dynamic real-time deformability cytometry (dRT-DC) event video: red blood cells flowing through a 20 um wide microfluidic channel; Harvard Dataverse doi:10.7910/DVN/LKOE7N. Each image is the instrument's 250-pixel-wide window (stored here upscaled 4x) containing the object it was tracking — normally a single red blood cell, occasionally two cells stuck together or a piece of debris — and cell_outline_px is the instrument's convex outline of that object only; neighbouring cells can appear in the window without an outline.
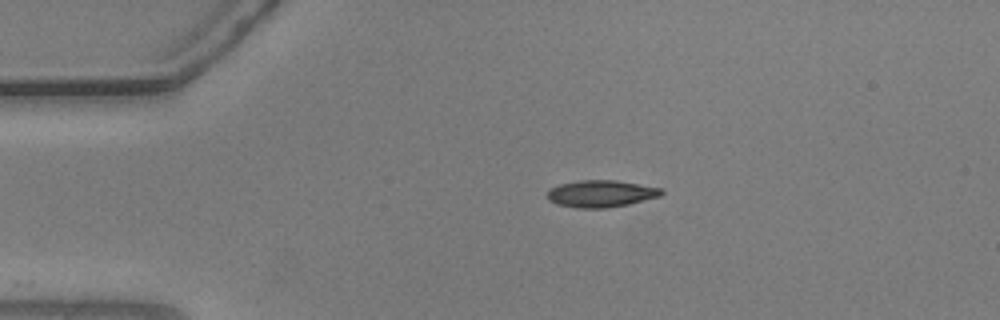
{"species": "common noctule bat (a hibernating species)", "species_latin": "Nyctalus noctula", "temperature_condition": "warm", "stored_images_in_passage": 40, "camera_frame_rate_fps": 3000, "um_per_image_px": 0.085, "animal": {"sex": "male", "body_mass_g": 20.5, "forearm_length_mm": 52.5}, "frame": {"image": 1, "passage_image": 1, "time_ms": 0.0, "image_size_px": [1000, 320], "cell_outline_px": [[664, 192], [660, 196], [628, 204], [608, 208], [576, 208], [556, 204], [548, 200], [544, 196], [552, 188], [560, 184], [580, 180], [616, 180], [664, 188]], "centroid_in_image_um": [51.08, 16.46], "position_along_channel_um": 33.9, "area_um2": 18.09}}
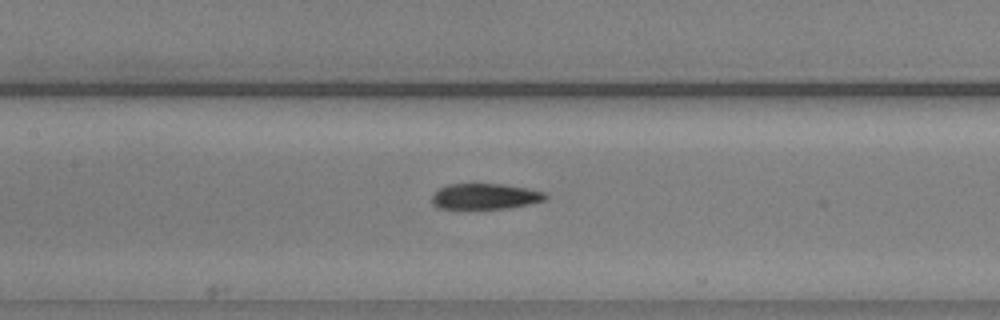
{"frame": {"image": 2, "passage_image": 15, "time_ms": 4.667, "image_size_px": [1000, 320], "cell_outline_px": [[548, 196], [544, 200], [528, 204], [508, 208], [460, 212], [436, 208], [432, 204], [432, 196], [440, 188], [448, 184], [504, 184], [544, 192]], "centroid_in_image_um": [41.13, 16.75], "position_along_channel_um": 166.3, "area_um2": 17.8}}
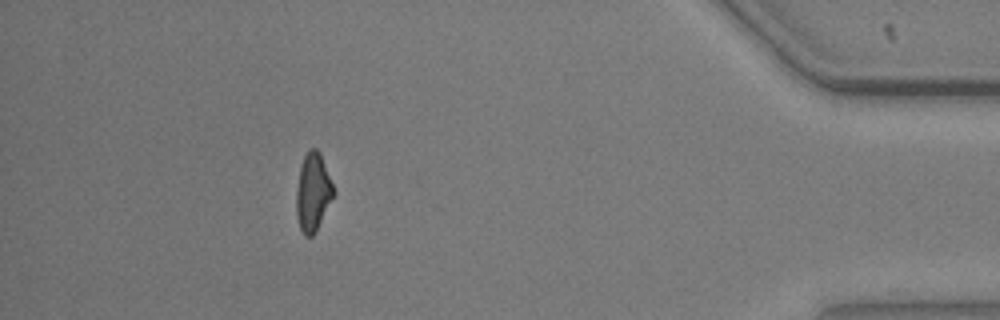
{"frame": {"image": 3, "passage_image": 39, "time_ms": 12.667, "image_size_px": [1000, 320], "cell_outline_px": [[336, 192], [316, 232], [312, 236], [304, 236], [300, 228], [296, 216], [296, 192], [300, 168], [304, 156], [308, 148], [316, 148], [320, 152]], "centroid_in_image_um": [26.61, 16.34], "position_along_channel_um": 408.6, "area_um2": 17.11}, "authors_computed_cell_mechanics": {"area_um2": 17.7446, "velocity_mm_per_s": 3.6957, "shape_relaxation_time_tau1_ms": 4.5289, "shape_relaxation_time_tau2_ms": 5.906, "deformation_change_tau1": 0.1666, "deformation_change_tau2": 0.1424}}